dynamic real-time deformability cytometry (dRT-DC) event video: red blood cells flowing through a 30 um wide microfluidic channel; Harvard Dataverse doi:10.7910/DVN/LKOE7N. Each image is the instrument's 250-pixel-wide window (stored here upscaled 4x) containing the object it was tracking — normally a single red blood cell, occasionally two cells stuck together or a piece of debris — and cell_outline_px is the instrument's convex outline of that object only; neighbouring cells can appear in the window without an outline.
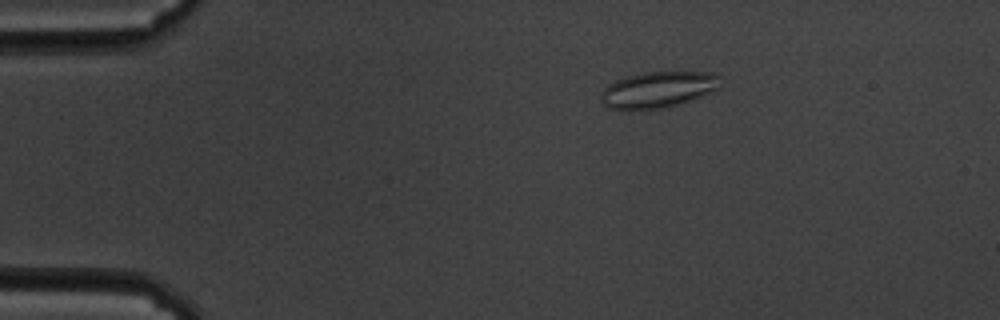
{"species": "common noctule bat (a hibernating species)", "species_latin": "Nyctalus noctula", "temperature_condition": "cold", "stored_images_in_passage": 52, "camera_frame_rate_fps": 3000, "um_per_image_px": 0.085, "animal": {"sex": "male", "body_mass_g": 19.5, "forearm_length_mm": 54.6}, "frame": {"image": 1, "passage_image": 3, "time_ms": 0.667, "image_size_px": [1000, 320], "cell_outline_px": [[720, 88], [712, 92], [680, 104], [664, 108], [624, 112], [608, 108], [600, 100], [600, 92], [608, 84], [616, 80], [628, 76], [644, 72], [712, 72], [720, 76]], "centroid_in_image_um": [55.9, 7.65], "position_along_channel_um": 29.1, "area_um2": 25.84}}
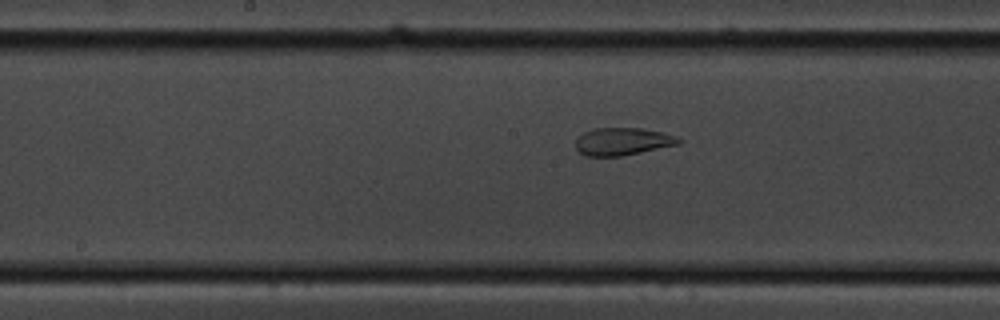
{"frame": {"image": 2, "passage_image": 23, "time_ms": 7.333, "image_size_px": [1000, 320], "cell_outline_px": [[684, 140], [680, 144], [620, 156], [584, 156], [576, 148], [576, 140], [584, 132], [596, 128], [644, 128], [664, 132], [676, 136]], "centroid_in_image_um": [52.96, 12.02], "position_along_channel_um": 195.2, "area_um2": 16.59}}
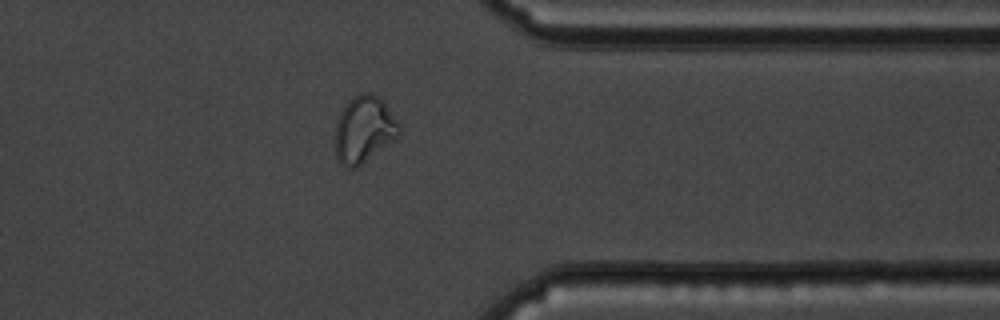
{"frame": {"image": 3, "passage_image": 40, "time_ms": 13.0, "image_size_px": [1000, 320], "cell_outline_px": [[400, 136], [356, 168], [344, 168], [340, 164], [336, 156], [336, 124], [340, 112], [344, 104], [352, 96], [360, 92], [372, 92], [384, 100], [400, 124]], "centroid_in_image_um": [30.95, 10.97], "position_along_channel_um": 380.4, "area_um2": 25.32}, "authors_computed_cell_mechanics": {"area_um2": 22.6576, "velocity_mm_per_s": 3.3895, "shape_relaxation_time_tau1_ms": null, "shape_relaxation_time_tau2_ms": 1.2909, "deformation_change_tau1": null, "deformation_change_tau2": 0.0626}}